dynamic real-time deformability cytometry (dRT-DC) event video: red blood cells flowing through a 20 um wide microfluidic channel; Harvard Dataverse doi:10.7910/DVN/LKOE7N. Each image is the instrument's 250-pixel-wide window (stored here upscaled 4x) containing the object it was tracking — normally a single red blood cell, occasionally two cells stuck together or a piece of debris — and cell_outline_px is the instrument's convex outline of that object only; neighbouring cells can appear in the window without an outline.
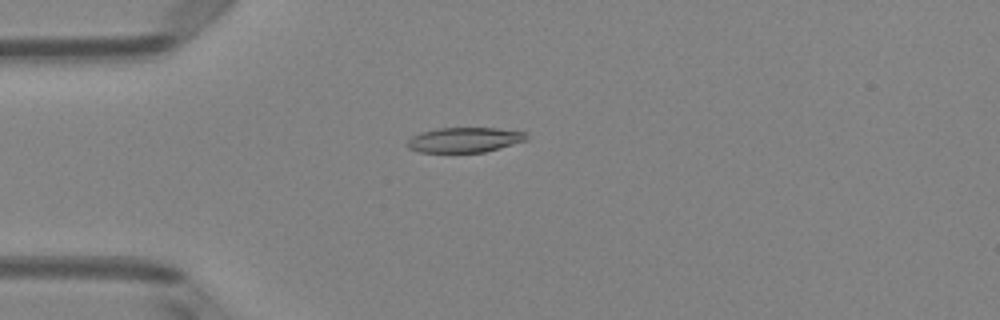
{"species": "Egyptian fruit bat (a non-hibernating species)", "species_latin": "Rousettus aegyptiacus", "temperature_condition": "room temperature", "stored_images_in_passage": 50, "camera_frame_rate_fps": 3000, "um_per_image_px": 0.085, "animal": {"sex": "female"}, "frame": {"image": 1, "passage_image": 13, "time_ms": 4.0, "image_size_px": [1000, 320], "cell_outline_px": [[528, 140], [484, 152], [420, 152], [408, 148], [408, 140], [412, 136], [420, 132], [440, 128], [496, 128], [528, 132]], "centroid_in_image_um": [39.52, 11.88], "position_along_channel_um": 45.5, "area_um2": 17.34}}
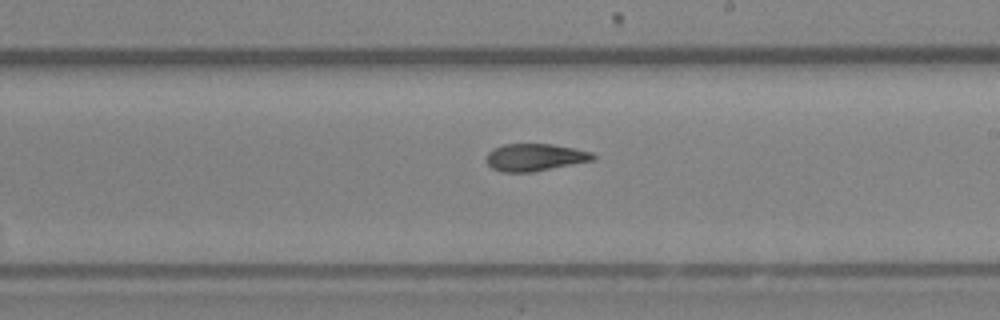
{"frame": {"image": 2, "passage_image": 29, "time_ms": 9.333, "image_size_px": [1000, 320], "cell_outline_px": [[596, 160], [532, 172], [504, 172], [492, 168], [488, 164], [484, 156], [492, 148], [504, 144], [552, 144], [592, 152], [596, 156]], "centroid_in_image_um": [45.46, 13.37], "position_along_channel_um": 243.5, "area_um2": 17.11}}
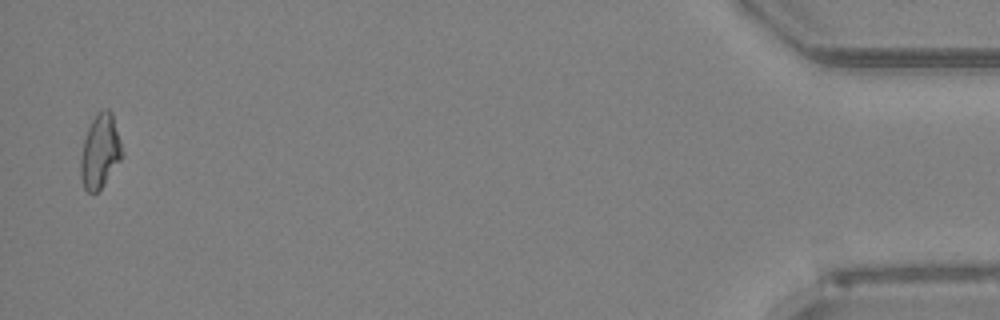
{"frame": {"image": 3, "passage_image": 49, "time_ms": 16.0, "image_size_px": [1000, 320], "cell_outline_px": [[120, 160], [104, 184], [96, 192], [88, 192], [84, 188], [80, 176], [80, 156], [84, 140], [88, 128], [96, 112], [104, 108], [108, 108], [112, 112], [120, 140]], "centroid_in_image_um": [8.47, 12.83], "position_along_channel_um": 426.7, "area_um2": 17.57}, "authors_computed_cell_mechanics": {"area_um2": 17.5423, "velocity_mm_per_s": 4.0703, "shape_relaxation_time_tau1_ms": 10.0597, "shape_relaxation_time_tau2_ms": 4.2971, "deformation_change_tau1": 0.2353, "deformation_change_tau2": 0.1221}}